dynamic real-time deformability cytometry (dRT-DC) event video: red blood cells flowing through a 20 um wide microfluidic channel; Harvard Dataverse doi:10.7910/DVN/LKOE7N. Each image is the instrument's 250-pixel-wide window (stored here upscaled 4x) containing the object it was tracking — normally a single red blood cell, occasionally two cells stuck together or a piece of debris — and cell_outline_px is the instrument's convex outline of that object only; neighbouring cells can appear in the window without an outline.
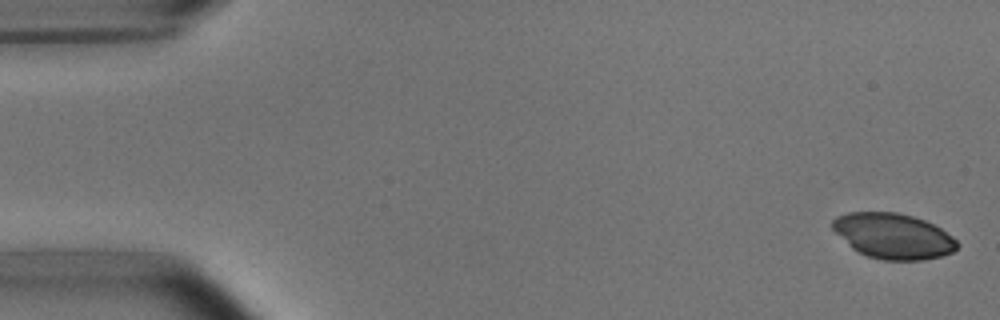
{"species": "common noctule bat (a hibernating species)", "species_latin": "Nyctalus noctula", "temperature_condition": "room temperature", "stored_images_in_passage": 5, "camera_frame_rate_fps": 3000, "um_per_image_px": 0.085, "animal": {"sex": "male", "body_mass_g": 15.6}, "frame": {"image": 1, "passage_image": 1, "time_ms": 0.0, "image_size_px": [1000, 320], "cell_outline_px": [[960, 244], [952, 252], [940, 256], [924, 260], [884, 260], [868, 256], [852, 248], [832, 228], [832, 220], [836, 216], [848, 212], [896, 212], [912, 216], [924, 220], [940, 228], [952, 236]], "centroid_in_image_um": [75.92, 20.05], "position_along_channel_um": 9.1, "area_um2": 32.77}}